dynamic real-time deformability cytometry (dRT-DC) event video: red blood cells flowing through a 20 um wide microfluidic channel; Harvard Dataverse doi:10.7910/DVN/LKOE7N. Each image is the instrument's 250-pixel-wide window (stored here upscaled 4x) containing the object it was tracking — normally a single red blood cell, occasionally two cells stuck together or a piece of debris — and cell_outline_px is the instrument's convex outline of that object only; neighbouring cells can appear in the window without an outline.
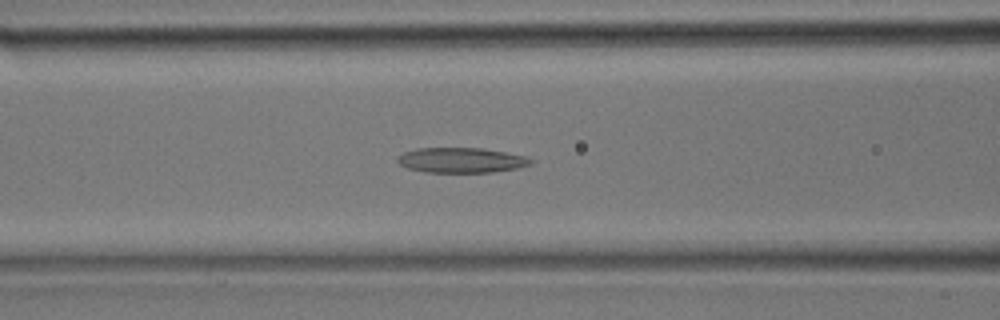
{"species": "common noctule bat (a hibernating species)", "species_latin": "Nyctalus noctula", "temperature_condition": "room temperature", "stored_images_in_passage": 31, "camera_frame_rate_fps": 3000, "um_per_image_px": 0.085, "animal": {"sex": "male", "body_mass_g": 17.9}, "frame": {"image": 1, "passage_image": 12, "time_ms": 3.667, "image_size_px": [1000, 320], "cell_outline_px": [[536, 160], [532, 164], [516, 168], [492, 172], [424, 172], [408, 168], [400, 164], [396, 160], [396, 156], [404, 152], [416, 148], [484, 148], [524, 156]], "centroid_in_image_um": [39.19, 13.61], "position_along_channel_um": 127.4, "area_um2": 19.54}}
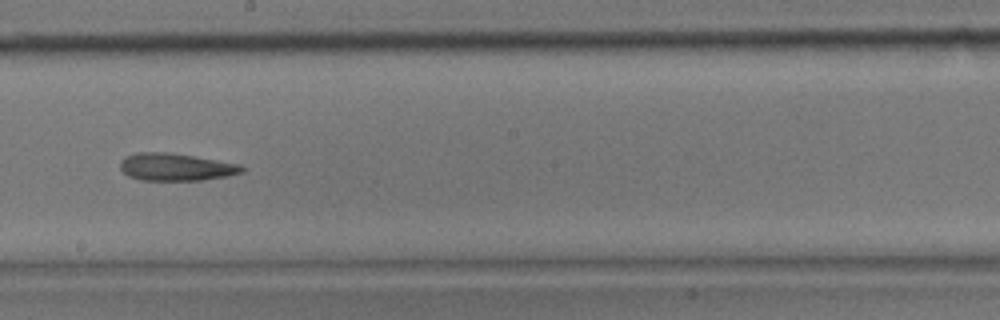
{"frame": {"image": 2, "passage_image": 17, "time_ms": 5.333, "image_size_px": [1000, 320], "cell_outline_px": [[244, 172], [228, 176], [204, 180], [140, 180], [128, 176], [120, 168], [120, 160], [124, 156], [136, 152], [168, 152], [240, 164], [244, 168]], "centroid_in_image_um": [14.92, 14.19], "position_along_channel_um": 233.3, "area_um2": 19.54}}
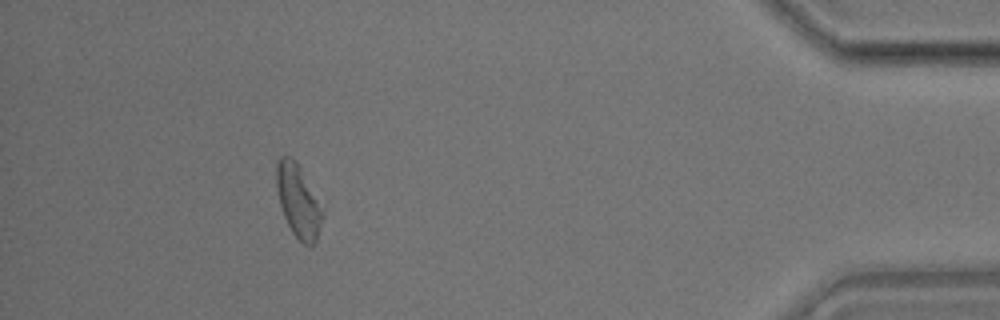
{"frame": {"image": 3, "passage_image": 28, "time_ms": 9.0, "image_size_px": [1000, 320], "cell_outline_px": [[324, 216], [316, 240], [312, 248], [304, 244], [292, 232], [284, 216], [280, 204], [276, 188], [276, 160], [280, 156], [292, 156], [296, 160], [324, 212]], "centroid_in_image_um": [25.34, 17.08], "position_along_channel_um": 409.9, "area_um2": 19.48}}